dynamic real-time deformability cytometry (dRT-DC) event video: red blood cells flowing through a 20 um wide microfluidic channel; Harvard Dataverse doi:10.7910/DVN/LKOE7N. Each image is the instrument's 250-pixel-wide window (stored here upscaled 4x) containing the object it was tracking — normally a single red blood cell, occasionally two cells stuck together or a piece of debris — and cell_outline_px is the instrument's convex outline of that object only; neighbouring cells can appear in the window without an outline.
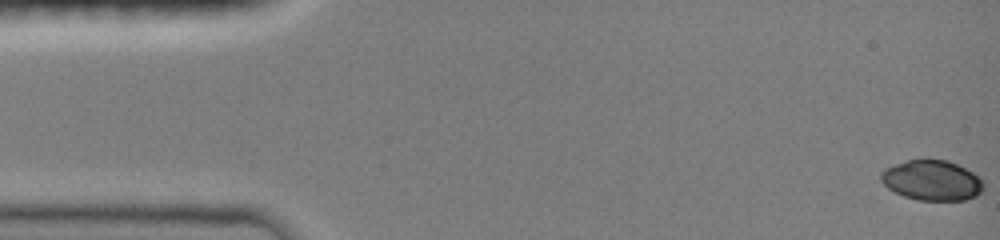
{"species": "common noctule bat (a hibernating species)", "species_latin": "Nyctalus noctula", "temperature_condition": "room temperature", "stored_images_in_passage": 48, "camera_frame_rate_fps": 3000, "um_per_image_px": 0.085, "animal": {"sex": "female", "body_mass_g": 19.0, "forearm_length_mm": 51.5}, "frame": {"image": 1, "passage_image": 1, "time_ms": 0.0, "image_size_px": [1000, 240], "cell_outline_px": [[984, 188], [976, 196], [964, 200], [920, 200], [904, 196], [888, 188], [880, 180], [880, 172], [884, 168], [908, 160], [948, 160], [980, 176], [984, 180]], "centroid_in_image_um": [79.23, 15.33], "position_along_channel_um": 5.8, "area_um2": 23.99}}
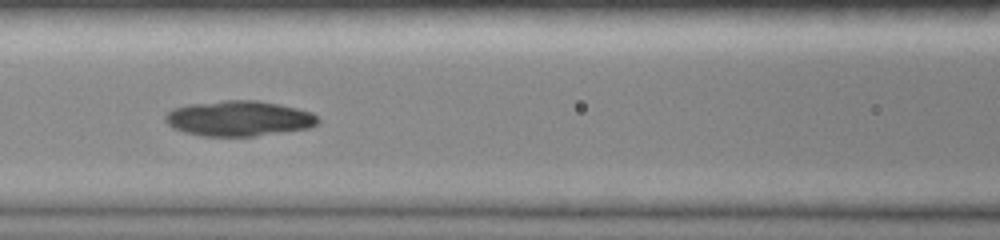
{"frame": {"image": 2, "passage_image": 21, "time_ms": 6.667, "image_size_px": [1000, 240], "cell_outline_px": [[320, 120], [312, 128], [256, 136], [200, 136], [172, 128], [164, 120], [164, 116], [172, 108], [188, 104], [224, 100], [260, 100], [280, 104], [312, 112]], "centroid_in_image_um": [20.3, 10.06], "position_along_channel_um": 146.3, "area_um2": 31.79}}
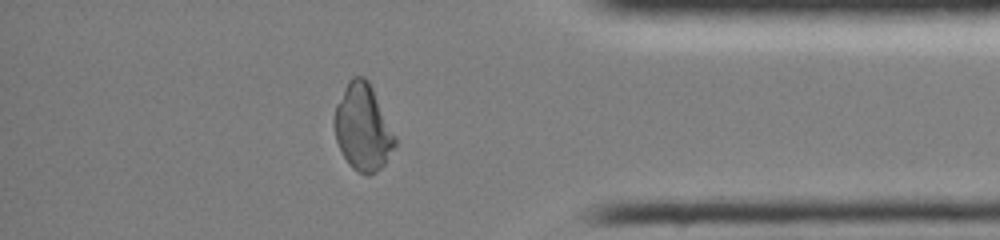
{"frame": {"image": 3, "passage_image": 41, "time_ms": 13.333, "image_size_px": [1000, 240], "cell_outline_px": [[396, 148], [384, 164], [376, 172], [368, 176], [356, 172], [348, 164], [336, 140], [332, 124], [332, 120], [336, 104], [348, 80], [352, 76], [364, 76], [368, 80], [396, 136]], "centroid_in_image_um": [30.83, 10.85], "position_along_channel_um": 404.4, "area_um2": 30.92}}